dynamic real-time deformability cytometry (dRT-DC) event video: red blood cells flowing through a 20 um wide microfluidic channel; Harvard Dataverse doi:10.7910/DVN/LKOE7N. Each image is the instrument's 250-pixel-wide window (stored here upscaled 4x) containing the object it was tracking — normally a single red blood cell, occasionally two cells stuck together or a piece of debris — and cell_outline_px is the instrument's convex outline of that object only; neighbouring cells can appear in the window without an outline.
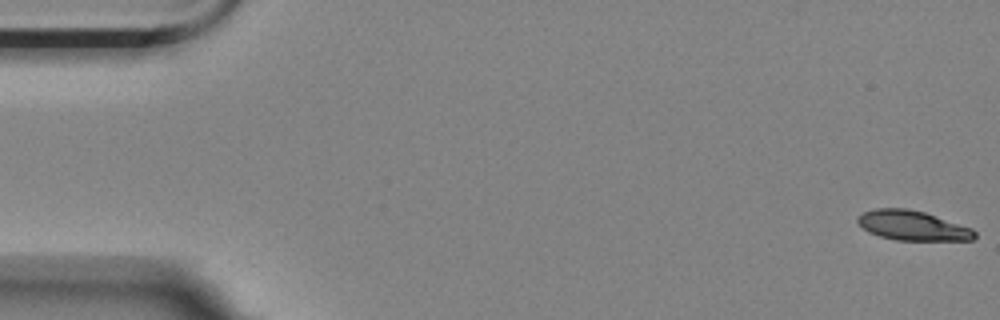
{"species": "Egyptian fruit bat (a non-hibernating species)", "species_latin": "Rousettus aegyptiacus", "temperature_condition": "room temperature", "stored_images_in_passage": 14, "camera_frame_rate_fps": 3000, "um_per_image_px": 0.085, "animal": {"sex": "female"}, "frame": {"image": 1, "passage_image": 1, "time_ms": 0.0, "image_size_px": [1000, 320], "cell_outline_px": [[976, 236], [972, 240], [896, 240], [880, 236], [868, 232], [856, 220], [856, 216], [864, 212], [876, 208], [908, 208], [924, 212], [972, 228], [976, 232]], "centroid_in_image_um": [77.55, 19.17], "position_along_channel_um": 7.4, "area_um2": 20.17}}
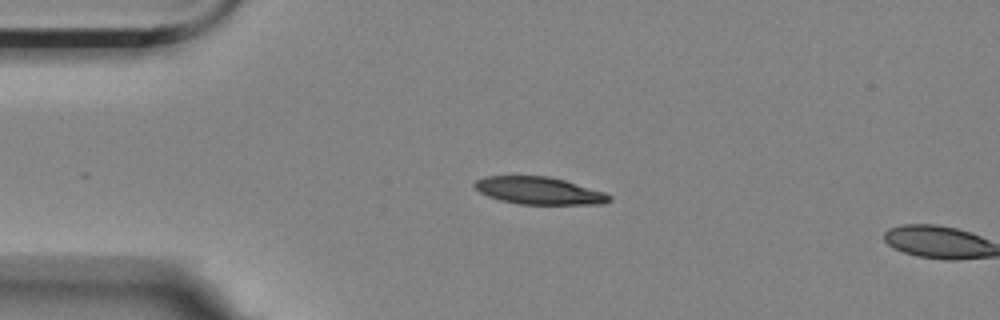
{"frame": {"image": 2, "passage_image": 13, "time_ms": 4.0, "image_size_px": [1000, 320], "cell_outline_px": [[612, 200], [604, 204], [520, 204], [500, 200], [488, 196], [480, 192], [472, 184], [476, 180], [484, 176], [548, 176], [564, 180], [604, 192], [612, 196]], "centroid_in_image_um": [45.82, 16.21], "position_along_channel_um": 39.2, "area_um2": 21.44}}